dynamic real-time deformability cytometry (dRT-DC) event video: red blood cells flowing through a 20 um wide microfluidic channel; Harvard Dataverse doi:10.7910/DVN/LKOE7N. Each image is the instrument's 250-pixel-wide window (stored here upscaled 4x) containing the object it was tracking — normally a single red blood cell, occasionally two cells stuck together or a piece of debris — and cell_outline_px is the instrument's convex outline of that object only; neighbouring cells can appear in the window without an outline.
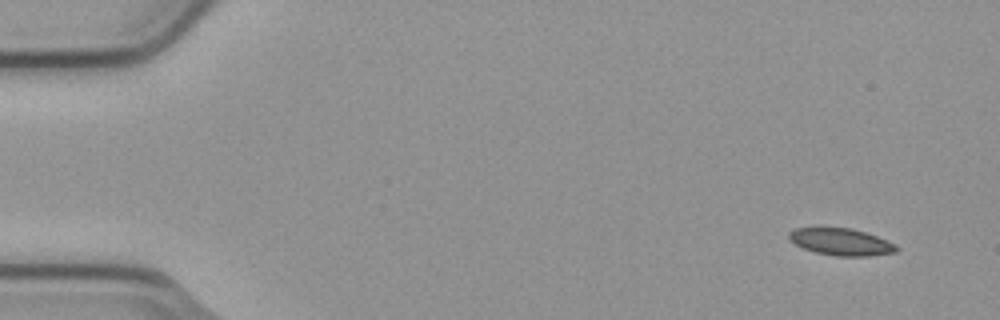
{"species": "common noctule bat (a hibernating species)", "species_latin": "Nyctalus noctula", "temperature_condition": "cold", "stored_images_in_passage": 5, "camera_frame_rate_fps": 3000, "um_per_image_px": 0.085, "animal": {"sex": "male", "body_mass_g": 23.1, "forearm_length_mm": 52.7}, "frame": {"image": 1, "passage_image": 1, "time_ms": 0.0, "image_size_px": [1000, 320], "cell_outline_px": [[900, 248], [896, 252], [868, 256], [836, 256], [816, 252], [804, 248], [788, 240], [788, 232], [796, 228], [852, 228], [876, 236], [896, 244]], "centroid_in_image_um": [71.5, 20.56], "position_along_channel_um": 13.5, "area_um2": 16.82}}